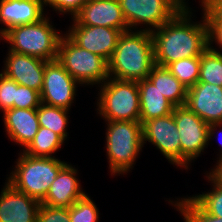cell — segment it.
Wrapping results in <instances>:
<instances>
[{"mask_svg": "<svg viewBox=\"0 0 222 222\" xmlns=\"http://www.w3.org/2000/svg\"><path fill=\"white\" fill-rule=\"evenodd\" d=\"M0 193V222H37L41 202L15 189L7 181Z\"/></svg>", "mask_w": 222, "mask_h": 222, "instance_id": "2e32d148", "label": "cell"}, {"mask_svg": "<svg viewBox=\"0 0 222 222\" xmlns=\"http://www.w3.org/2000/svg\"><path fill=\"white\" fill-rule=\"evenodd\" d=\"M139 87L140 122L143 124L153 118L173 113L174 105L164 97L157 87L148 79L137 82Z\"/></svg>", "mask_w": 222, "mask_h": 222, "instance_id": "ffe728a7", "label": "cell"}, {"mask_svg": "<svg viewBox=\"0 0 222 222\" xmlns=\"http://www.w3.org/2000/svg\"><path fill=\"white\" fill-rule=\"evenodd\" d=\"M71 222H98L99 209L89 195L78 199L69 207Z\"/></svg>", "mask_w": 222, "mask_h": 222, "instance_id": "f1b7e54d", "label": "cell"}, {"mask_svg": "<svg viewBox=\"0 0 222 222\" xmlns=\"http://www.w3.org/2000/svg\"><path fill=\"white\" fill-rule=\"evenodd\" d=\"M18 83L0 72V111L14 108Z\"/></svg>", "mask_w": 222, "mask_h": 222, "instance_id": "4dcf8cb0", "label": "cell"}, {"mask_svg": "<svg viewBox=\"0 0 222 222\" xmlns=\"http://www.w3.org/2000/svg\"><path fill=\"white\" fill-rule=\"evenodd\" d=\"M186 0H119L129 30L152 32L172 19L183 7ZM138 26V27H137ZM147 27V28H146ZM137 28V29H136Z\"/></svg>", "mask_w": 222, "mask_h": 222, "instance_id": "ba28073f", "label": "cell"}, {"mask_svg": "<svg viewBox=\"0 0 222 222\" xmlns=\"http://www.w3.org/2000/svg\"><path fill=\"white\" fill-rule=\"evenodd\" d=\"M187 89L193 87L199 79L200 56L180 59L166 66Z\"/></svg>", "mask_w": 222, "mask_h": 222, "instance_id": "4316f807", "label": "cell"}, {"mask_svg": "<svg viewBox=\"0 0 222 222\" xmlns=\"http://www.w3.org/2000/svg\"><path fill=\"white\" fill-rule=\"evenodd\" d=\"M188 5L151 32L156 65L166 67L180 59L201 56L210 46L209 23L204 8L202 20L194 22L191 19L194 13Z\"/></svg>", "mask_w": 222, "mask_h": 222, "instance_id": "6da1fadb", "label": "cell"}, {"mask_svg": "<svg viewBox=\"0 0 222 222\" xmlns=\"http://www.w3.org/2000/svg\"><path fill=\"white\" fill-rule=\"evenodd\" d=\"M37 222H71L69 208L41 204L37 213Z\"/></svg>", "mask_w": 222, "mask_h": 222, "instance_id": "1f68e13d", "label": "cell"}, {"mask_svg": "<svg viewBox=\"0 0 222 222\" xmlns=\"http://www.w3.org/2000/svg\"><path fill=\"white\" fill-rule=\"evenodd\" d=\"M69 110L60 107L48 106L43 103L37 108L39 126L48 128L60 135L64 140L68 137L67 127L70 116Z\"/></svg>", "mask_w": 222, "mask_h": 222, "instance_id": "603a6c76", "label": "cell"}, {"mask_svg": "<svg viewBox=\"0 0 222 222\" xmlns=\"http://www.w3.org/2000/svg\"><path fill=\"white\" fill-rule=\"evenodd\" d=\"M97 114L105 121H139L140 101L137 81L108 78L98 85Z\"/></svg>", "mask_w": 222, "mask_h": 222, "instance_id": "8992f818", "label": "cell"}, {"mask_svg": "<svg viewBox=\"0 0 222 222\" xmlns=\"http://www.w3.org/2000/svg\"><path fill=\"white\" fill-rule=\"evenodd\" d=\"M142 134L143 144L152 143L170 164L181 167L180 135L172 113L145 121Z\"/></svg>", "mask_w": 222, "mask_h": 222, "instance_id": "7c38bea8", "label": "cell"}, {"mask_svg": "<svg viewBox=\"0 0 222 222\" xmlns=\"http://www.w3.org/2000/svg\"><path fill=\"white\" fill-rule=\"evenodd\" d=\"M7 182L29 197L42 201L59 171L68 163L55 157H32L23 151Z\"/></svg>", "mask_w": 222, "mask_h": 222, "instance_id": "277c9868", "label": "cell"}, {"mask_svg": "<svg viewBox=\"0 0 222 222\" xmlns=\"http://www.w3.org/2000/svg\"><path fill=\"white\" fill-rule=\"evenodd\" d=\"M217 164V165H216ZM209 173L222 184V161H218Z\"/></svg>", "mask_w": 222, "mask_h": 222, "instance_id": "836d02e7", "label": "cell"}, {"mask_svg": "<svg viewBox=\"0 0 222 222\" xmlns=\"http://www.w3.org/2000/svg\"><path fill=\"white\" fill-rule=\"evenodd\" d=\"M72 25L104 26L128 31L119 0H88L72 19Z\"/></svg>", "mask_w": 222, "mask_h": 222, "instance_id": "5bb4252c", "label": "cell"}, {"mask_svg": "<svg viewBox=\"0 0 222 222\" xmlns=\"http://www.w3.org/2000/svg\"><path fill=\"white\" fill-rule=\"evenodd\" d=\"M201 7L206 12L209 23L210 46L216 51H222V0H201ZM217 44L218 49L212 45Z\"/></svg>", "mask_w": 222, "mask_h": 222, "instance_id": "d4e9b609", "label": "cell"}, {"mask_svg": "<svg viewBox=\"0 0 222 222\" xmlns=\"http://www.w3.org/2000/svg\"><path fill=\"white\" fill-rule=\"evenodd\" d=\"M208 182L212 188L209 192L193 195L191 198L209 215L222 218V184L219 183L209 172L206 173Z\"/></svg>", "mask_w": 222, "mask_h": 222, "instance_id": "484cf974", "label": "cell"}, {"mask_svg": "<svg viewBox=\"0 0 222 222\" xmlns=\"http://www.w3.org/2000/svg\"><path fill=\"white\" fill-rule=\"evenodd\" d=\"M77 85L80 84L57 59L47 61L40 92L41 103L70 111L77 95Z\"/></svg>", "mask_w": 222, "mask_h": 222, "instance_id": "8fae6325", "label": "cell"}, {"mask_svg": "<svg viewBox=\"0 0 222 222\" xmlns=\"http://www.w3.org/2000/svg\"><path fill=\"white\" fill-rule=\"evenodd\" d=\"M147 78L175 107L185 105L187 88L166 67L155 64Z\"/></svg>", "mask_w": 222, "mask_h": 222, "instance_id": "44dd1931", "label": "cell"}, {"mask_svg": "<svg viewBox=\"0 0 222 222\" xmlns=\"http://www.w3.org/2000/svg\"><path fill=\"white\" fill-rule=\"evenodd\" d=\"M49 19L45 15L38 22L13 27L4 33L0 40L10 45L8 50L11 52L44 61L55 60L58 57L59 41L63 33H59Z\"/></svg>", "mask_w": 222, "mask_h": 222, "instance_id": "3957f363", "label": "cell"}, {"mask_svg": "<svg viewBox=\"0 0 222 222\" xmlns=\"http://www.w3.org/2000/svg\"><path fill=\"white\" fill-rule=\"evenodd\" d=\"M41 104L40 92L18 84L14 108L37 109Z\"/></svg>", "mask_w": 222, "mask_h": 222, "instance_id": "f546056e", "label": "cell"}, {"mask_svg": "<svg viewBox=\"0 0 222 222\" xmlns=\"http://www.w3.org/2000/svg\"><path fill=\"white\" fill-rule=\"evenodd\" d=\"M154 61L151 32L128 30L118 38L116 49L108 62L110 78L140 81L150 74Z\"/></svg>", "mask_w": 222, "mask_h": 222, "instance_id": "7a4b0ae2", "label": "cell"}, {"mask_svg": "<svg viewBox=\"0 0 222 222\" xmlns=\"http://www.w3.org/2000/svg\"><path fill=\"white\" fill-rule=\"evenodd\" d=\"M7 55L1 73L20 85L41 92L47 61L10 50Z\"/></svg>", "mask_w": 222, "mask_h": 222, "instance_id": "9a60e30c", "label": "cell"}, {"mask_svg": "<svg viewBox=\"0 0 222 222\" xmlns=\"http://www.w3.org/2000/svg\"><path fill=\"white\" fill-rule=\"evenodd\" d=\"M43 0H0L1 36L9 29L40 21L44 13Z\"/></svg>", "mask_w": 222, "mask_h": 222, "instance_id": "ac0fdd59", "label": "cell"}, {"mask_svg": "<svg viewBox=\"0 0 222 222\" xmlns=\"http://www.w3.org/2000/svg\"><path fill=\"white\" fill-rule=\"evenodd\" d=\"M169 203L180 212L185 222H222V218L207 214L191 197L169 200Z\"/></svg>", "mask_w": 222, "mask_h": 222, "instance_id": "83f0119b", "label": "cell"}, {"mask_svg": "<svg viewBox=\"0 0 222 222\" xmlns=\"http://www.w3.org/2000/svg\"><path fill=\"white\" fill-rule=\"evenodd\" d=\"M106 156L111 175H124L133 169L143 144L140 121H105Z\"/></svg>", "mask_w": 222, "mask_h": 222, "instance_id": "5b68a950", "label": "cell"}, {"mask_svg": "<svg viewBox=\"0 0 222 222\" xmlns=\"http://www.w3.org/2000/svg\"><path fill=\"white\" fill-rule=\"evenodd\" d=\"M78 169L71 164H66L57 174V177L50 185L46 197L41 204L50 207L69 208L78 199L84 197L87 193L83 191L79 182Z\"/></svg>", "mask_w": 222, "mask_h": 222, "instance_id": "e0dca14e", "label": "cell"}, {"mask_svg": "<svg viewBox=\"0 0 222 222\" xmlns=\"http://www.w3.org/2000/svg\"><path fill=\"white\" fill-rule=\"evenodd\" d=\"M221 140L219 141V143L221 144V146H222V137L220 138ZM221 153H219V157H217L219 160H217V162L218 161H222V149H221V151H220Z\"/></svg>", "mask_w": 222, "mask_h": 222, "instance_id": "e575fe53", "label": "cell"}, {"mask_svg": "<svg viewBox=\"0 0 222 222\" xmlns=\"http://www.w3.org/2000/svg\"><path fill=\"white\" fill-rule=\"evenodd\" d=\"M57 60L80 86L102 85L109 78L108 62L75 44L65 33L59 41Z\"/></svg>", "mask_w": 222, "mask_h": 222, "instance_id": "52a82bcc", "label": "cell"}, {"mask_svg": "<svg viewBox=\"0 0 222 222\" xmlns=\"http://www.w3.org/2000/svg\"><path fill=\"white\" fill-rule=\"evenodd\" d=\"M5 132L9 139L22 146L23 151L39 130L37 109L10 108L3 112Z\"/></svg>", "mask_w": 222, "mask_h": 222, "instance_id": "d6986e66", "label": "cell"}, {"mask_svg": "<svg viewBox=\"0 0 222 222\" xmlns=\"http://www.w3.org/2000/svg\"><path fill=\"white\" fill-rule=\"evenodd\" d=\"M172 114L180 135L181 168L188 170L210 143L209 125L185 105L174 107Z\"/></svg>", "mask_w": 222, "mask_h": 222, "instance_id": "9c48e42d", "label": "cell"}, {"mask_svg": "<svg viewBox=\"0 0 222 222\" xmlns=\"http://www.w3.org/2000/svg\"><path fill=\"white\" fill-rule=\"evenodd\" d=\"M198 82H206L222 87V52L209 46L202 53Z\"/></svg>", "mask_w": 222, "mask_h": 222, "instance_id": "cb8c5ba5", "label": "cell"}, {"mask_svg": "<svg viewBox=\"0 0 222 222\" xmlns=\"http://www.w3.org/2000/svg\"><path fill=\"white\" fill-rule=\"evenodd\" d=\"M64 141L57 133L40 126L33 141L23 152L32 157H54L52 154L61 149Z\"/></svg>", "mask_w": 222, "mask_h": 222, "instance_id": "7402d4cb", "label": "cell"}, {"mask_svg": "<svg viewBox=\"0 0 222 222\" xmlns=\"http://www.w3.org/2000/svg\"><path fill=\"white\" fill-rule=\"evenodd\" d=\"M185 106L209 125V140L214 139L222 127V87L197 82L187 89Z\"/></svg>", "mask_w": 222, "mask_h": 222, "instance_id": "30bf717a", "label": "cell"}, {"mask_svg": "<svg viewBox=\"0 0 222 222\" xmlns=\"http://www.w3.org/2000/svg\"><path fill=\"white\" fill-rule=\"evenodd\" d=\"M88 0H43L44 8L49 5L58 14H71L72 19Z\"/></svg>", "mask_w": 222, "mask_h": 222, "instance_id": "d6a6232c", "label": "cell"}, {"mask_svg": "<svg viewBox=\"0 0 222 222\" xmlns=\"http://www.w3.org/2000/svg\"><path fill=\"white\" fill-rule=\"evenodd\" d=\"M72 26V27H71ZM66 35L78 46L110 61L117 41L121 35L119 29L104 26L71 25Z\"/></svg>", "mask_w": 222, "mask_h": 222, "instance_id": "4fadbf2b", "label": "cell"}]
</instances>
